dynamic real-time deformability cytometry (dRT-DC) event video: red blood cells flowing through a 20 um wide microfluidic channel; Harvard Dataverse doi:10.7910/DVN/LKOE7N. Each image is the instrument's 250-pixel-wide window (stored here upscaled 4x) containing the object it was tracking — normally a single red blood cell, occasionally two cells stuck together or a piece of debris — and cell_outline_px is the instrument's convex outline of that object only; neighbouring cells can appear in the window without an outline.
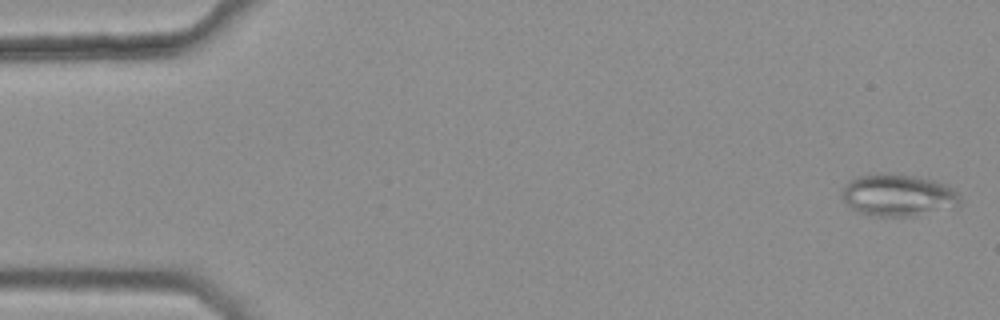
{"species": "common noctule bat (a hibernating species)", "species_latin": "Nyctalus noctula", "temperature_condition": "warm", "stored_images_in_passage": 46, "camera_frame_rate_fps": 3000, "um_per_image_px": 0.085, "animal": {"sex": "female", "body_mass_g": 25.1}, "frame": {"image": 1, "passage_image": 2, "time_ms": 0.333, "image_size_px": [1000, 320], "cell_outline_px": [[960, 200], [956, 204], [912, 216], [876, 216], [860, 212], [852, 208], [840, 196], [844, 188], [856, 176], [880, 172], [888, 172], [916, 176], [948, 184], [960, 196]], "centroid_in_image_um": [76.28, 16.55], "position_along_channel_um": 8.7, "area_um2": 28.44}}
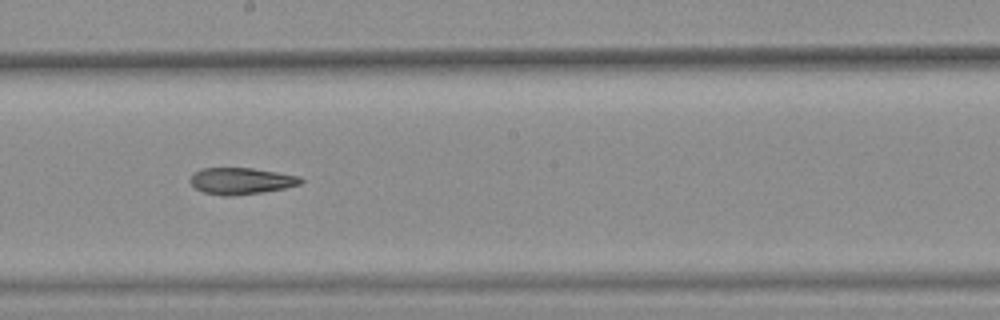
{"frame": {"image": 2, "passage_image": 30, "time_ms": 9.667, "image_size_px": [1000, 320], "cell_outline_px": [[304, 180], [300, 184], [284, 188], [260, 192], [232, 196], [224, 196], [204, 192], [196, 188], [188, 180], [200, 168], [252, 168], [300, 176]], "centroid_in_image_um": [20.49, 15.38], "position_along_channel_um": 227.7, "area_um2": 16.94}}
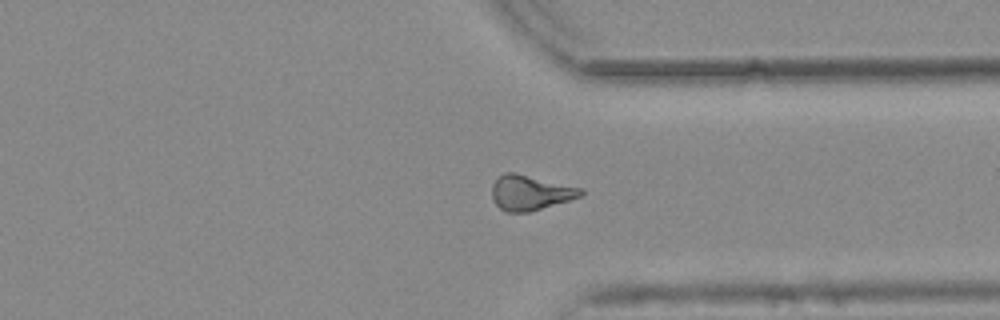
{"frame": {"image": 3, "passage_image": 41, "time_ms": 13.333, "image_size_px": [1000, 320], "cell_outline_px": [[584, 192], [580, 196], [568, 200], [528, 212], [508, 212], [500, 208], [492, 200], [492, 184], [496, 176], [504, 172], [516, 172], [584, 188]], "centroid_in_image_um": [45.04, 16.34], "position_along_channel_um": 366.4, "area_um2": 18.26}, "authors_computed_cell_mechanics": {"area_um2": 18.3226, "velocity_mm_per_s": 3.7839, "shape_relaxation_time_tau1_ms": null, "shape_relaxation_time_tau2_ms": 7.1759, "deformation_change_tau1": null, "deformation_change_tau2": 0.1793}}